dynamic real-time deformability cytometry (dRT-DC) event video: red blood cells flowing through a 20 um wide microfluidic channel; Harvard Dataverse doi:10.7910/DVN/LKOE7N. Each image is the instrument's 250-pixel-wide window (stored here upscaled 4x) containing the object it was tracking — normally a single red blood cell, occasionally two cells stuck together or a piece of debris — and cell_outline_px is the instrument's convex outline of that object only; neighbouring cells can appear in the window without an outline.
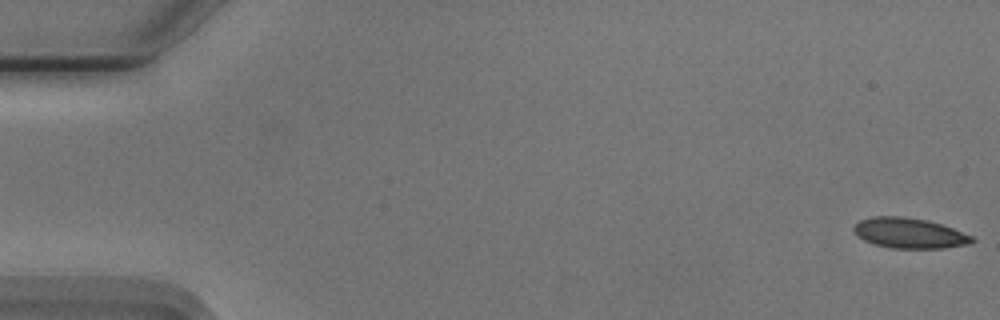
{"species": "Egyptian fruit bat (a non-hibernating species)", "species_latin": "Rousettus aegyptiacus", "temperature_condition": "cold", "stored_images_in_passage": 44, "camera_frame_rate_fps": 3000, "um_per_image_px": 0.085, "animal": {"sex": "male"}, "frame": {"image": 1, "passage_image": 1, "time_ms": 0.0, "image_size_px": [1000, 320], "cell_outline_px": [[976, 240], [968, 244], [944, 248], [892, 248], [876, 244], [864, 240], [852, 228], [860, 220], [872, 216], [904, 216], [928, 220], [952, 228], [972, 236]], "centroid_in_image_um": [77.31, 19.8], "position_along_channel_um": 7.7, "area_um2": 20.69}}
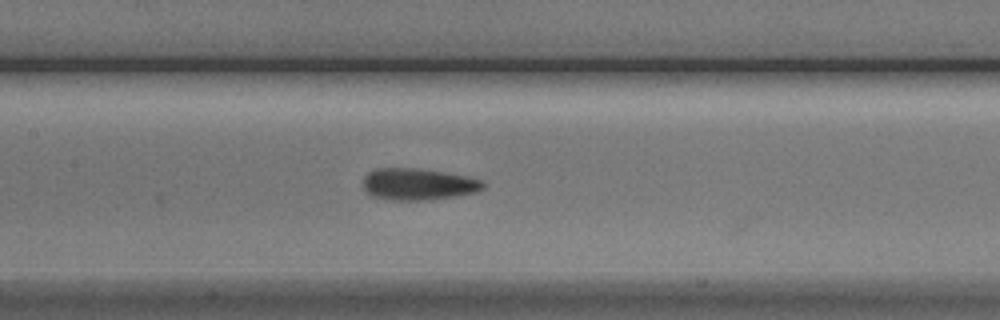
{"frame": {"image": 2, "passage_image": 26, "time_ms": 8.333, "image_size_px": [1000, 320], "cell_outline_px": [[484, 188], [476, 192], [456, 196], [428, 200], [392, 200], [372, 196], [364, 188], [364, 176], [368, 172], [376, 168], [420, 168], [444, 172], [464, 176], [480, 180], [484, 184]], "centroid_in_image_um": [35.52, 15.65], "position_along_channel_um": 171.9, "area_um2": 22.08}}
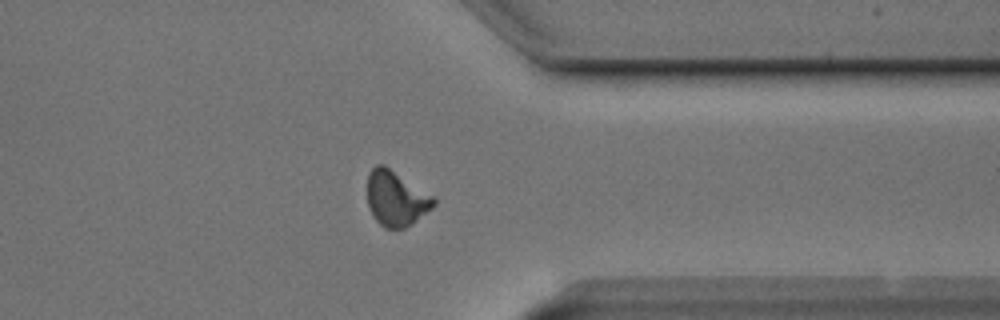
{"frame": {"image": 3, "passage_image": 43, "time_ms": 14.0, "image_size_px": [1000, 320], "cell_outline_px": [[436, 204], [432, 208], [412, 224], [404, 228], [384, 228], [372, 216], [368, 208], [368, 172], [376, 164], [384, 164], [436, 196]], "centroid_in_image_um": [33.68, 16.85], "position_along_channel_um": 377.7, "area_um2": 21.73}}